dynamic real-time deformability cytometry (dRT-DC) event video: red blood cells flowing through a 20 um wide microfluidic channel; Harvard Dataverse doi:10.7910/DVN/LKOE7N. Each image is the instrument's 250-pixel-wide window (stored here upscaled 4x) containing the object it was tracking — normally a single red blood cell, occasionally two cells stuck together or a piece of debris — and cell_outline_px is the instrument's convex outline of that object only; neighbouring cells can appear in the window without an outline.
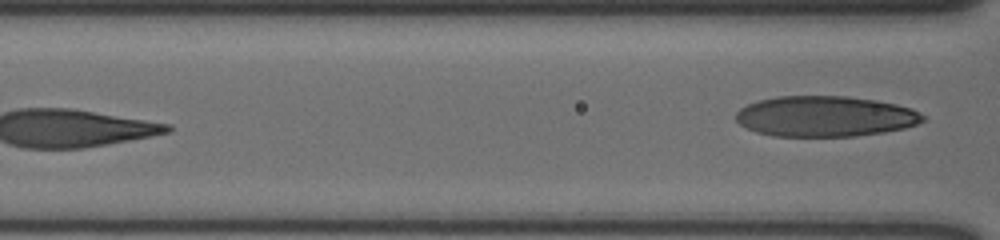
{"species": "human", "species_latin": "Homo sapiens", "temperature_condition": "cold", "stored_images_in_passage": 6, "segment_of_instrument_passage": [2, 2], "camera_frame_rate_fps": 3000, "um_per_image_px": 0.085, "donor": {"sex": "male"}, "frame": {"image": 1, "passage_image": 6, "time_ms": 1.667, "image_size_px": [1000, 240], "cell_outline_px": [[924, 120], [916, 124], [904, 128], [884, 132], [856, 136], [772, 136], [756, 132], [740, 124], [736, 120], [736, 112], [740, 108], [748, 104], [760, 100], [776, 96], [848, 96], [876, 100], [896, 104], [912, 108], [924, 116]], "centroid_in_image_um": [70.13, 9.89], "position_along_channel_um": 96.5, "area_um2": 44.27}}